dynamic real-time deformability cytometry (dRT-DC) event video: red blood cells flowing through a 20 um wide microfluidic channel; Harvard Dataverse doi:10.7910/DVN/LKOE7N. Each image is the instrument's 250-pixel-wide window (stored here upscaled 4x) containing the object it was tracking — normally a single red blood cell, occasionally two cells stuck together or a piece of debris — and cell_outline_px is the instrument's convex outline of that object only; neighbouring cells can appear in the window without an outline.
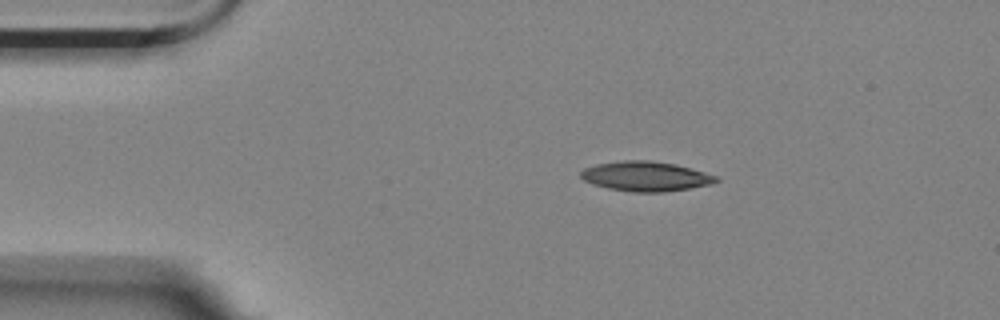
{"species": "Egyptian fruit bat (a non-hibernating species)", "species_latin": "Rousettus aegyptiacus", "temperature_condition": "room temperature", "stored_images_in_passage": 35, "camera_frame_rate_fps": 3000, "um_per_image_px": 0.085, "animal": {"sex": "female"}, "frame": {"image": 1, "passage_image": 1, "time_ms": 0.0, "image_size_px": [1000, 320], "cell_outline_px": [[720, 180], [712, 184], [664, 192], [632, 192], [608, 188], [592, 184], [584, 180], [580, 176], [580, 172], [584, 168], [596, 164], [624, 160], [652, 160], [676, 164], [692, 168], [716, 176]], "centroid_in_image_um": [54.88, 14.98], "position_along_channel_um": 30.1, "area_um2": 23.52}}
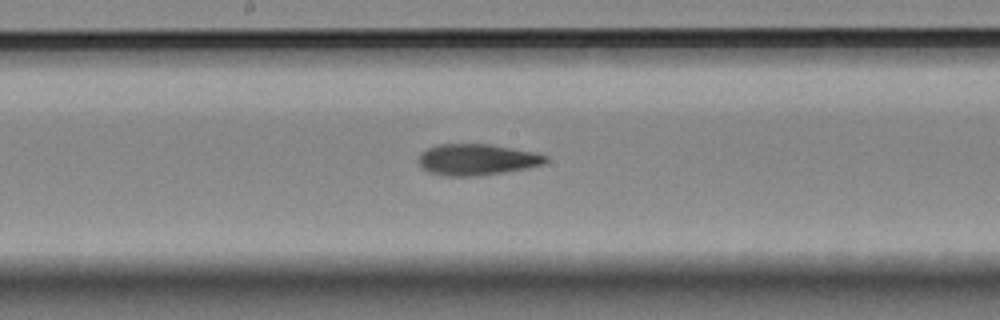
{"frame": {"image": 2, "passage_image": 20, "time_ms": 6.333, "image_size_px": [1000, 320], "cell_outline_px": [[548, 160], [544, 164], [528, 168], [480, 176], [444, 176], [428, 172], [420, 168], [420, 152], [436, 144], [488, 144], [536, 152], [548, 156]], "centroid_in_image_um": [40.54, 13.57], "position_along_channel_um": 207.7, "area_um2": 23.35}}
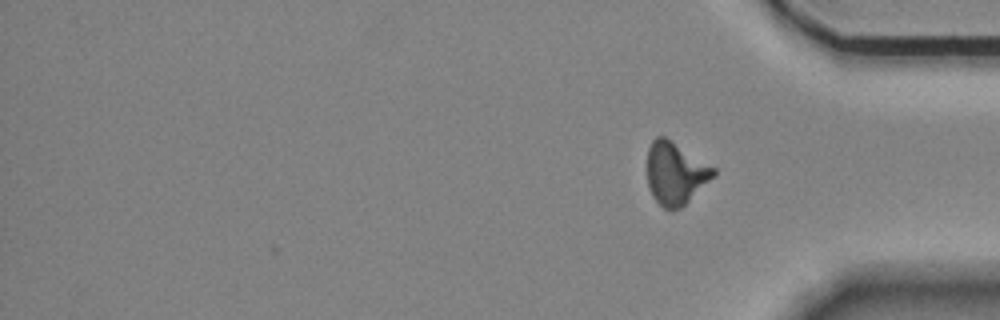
{"frame": {"image": 3, "passage_image": 35, "time_ms": 11.333, "image_size_px": [1000, 320], "cell_outline_px": [[716, 176], [680, 208], [672, 212], [664, 208], [652, 196], [648, 184], [648, 148], [652, 140], [656, 136], [664, 136], [716, 168]], "centroid_in_image_um": [57.42, 14.74], "position_along_channel_um": 377.8, "area_um2": 24.1}, "authors_computed_cell_mechanics": {"area_um2": 23.2934, "velocity_mm_per_s": 3.5218, "shape_relaxation_time_tau1_ms": 9.2329, "shape_relaxation_time_tau2_ms": 3.6585, "deformation_change_tau1": 0.2461, "deformation_change_tau2": 0.1252}}